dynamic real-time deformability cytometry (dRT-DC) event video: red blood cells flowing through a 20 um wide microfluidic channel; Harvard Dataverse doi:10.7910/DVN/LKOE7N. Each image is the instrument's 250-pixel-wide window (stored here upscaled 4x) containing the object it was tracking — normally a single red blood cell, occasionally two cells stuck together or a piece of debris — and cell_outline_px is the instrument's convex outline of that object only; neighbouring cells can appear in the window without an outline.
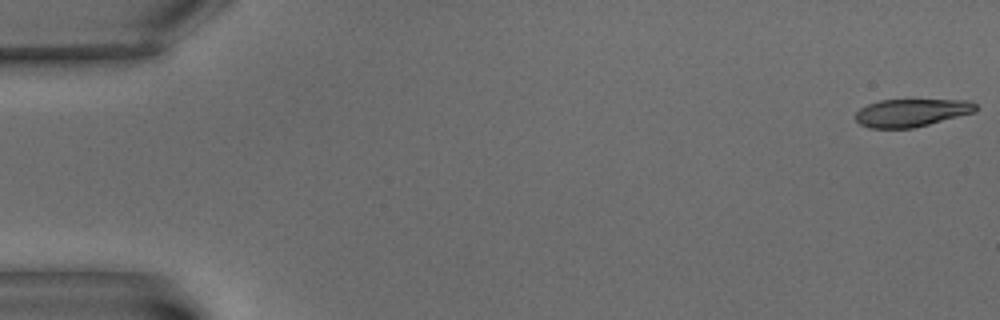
{"species": "common noctule bat (a hibernating species)", "species_latin": "Nyctalus noctula", "temperature_condition": "warm", "stored_images_in_passage": 7, "camera_frame_rate_fps": 3000, "um_per_image_px": 0.085, "animal": {"sex": "male", "body_mass_g": 15.6}, "frame": {"image": 1, "passage_image": 1, "time_ms": 0.0, "image_size_px": [1000, 320], "cell_outline_px": [[976, 112], [912, 128], [868, 128], [860, 124], [856, 120], [856, 112], [860, 108], [868, 104], [880, 100], [972, 100], [976, 104]], "centroid_in_image_um": [77.48, 9.58], "position_along_channel_um": 7.5, "area_um2": 19.42}}
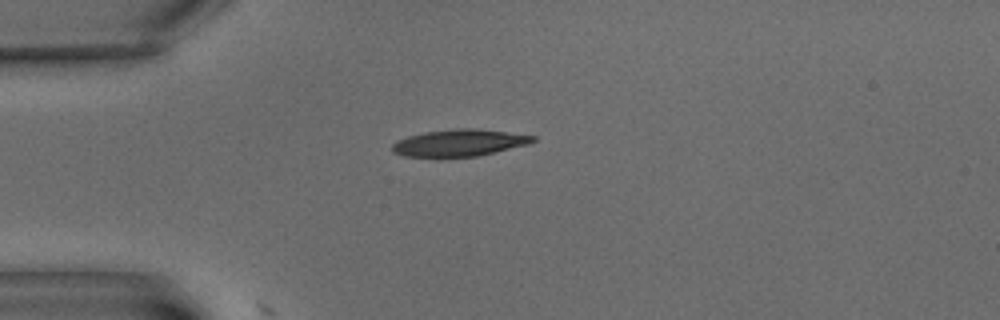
{"frame": {"image": 2, "passage_image": 6, "time_ms": 5.667, "image_size_px": [1000, 320], "cell_outline_px": [[536, 140], [528, 144], [476, 156], [404, 156], [392, 152], [392, 144], [396, 140], [408, 136], [424, 132], [456, 128], [472, 128], [508, 132], [536, 136]], "centroid_in_image_um": [39.02, 12.12], "position_along_channel_um": 46.0, "area_um2": 21.73}}